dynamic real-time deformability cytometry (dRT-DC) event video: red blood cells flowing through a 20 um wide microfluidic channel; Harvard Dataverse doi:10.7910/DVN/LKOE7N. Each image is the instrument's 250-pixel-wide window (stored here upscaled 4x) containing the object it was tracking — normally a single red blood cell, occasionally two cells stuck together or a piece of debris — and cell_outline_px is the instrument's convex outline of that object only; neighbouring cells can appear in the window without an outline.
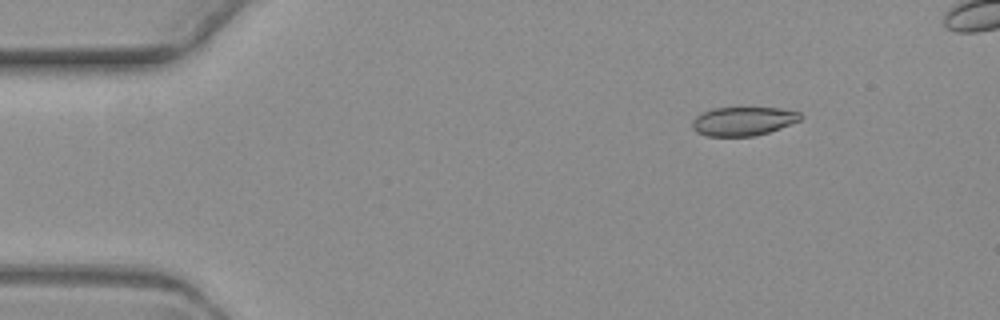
{"species": "common noctule bat (a hibernating species)", "species_latin": "Nyctalus noctula", "temperature_condition": "warm", "stored_images_in_passage": 5, "camera_frame_rate_fps": 3000, "um_per_image_px": 0.085, "animal": {"sex": "female", "body_mass_g": 19.3, "forearm_length_mm": 54.1}, "frame": {"image": 1, "passage_image": 2, "time_ms": 1.333, "image_size_px": [1000, 320], "cell_outline_px": [[804, 116], [800, 120], [780, 128], [768, 132], [752, 136], [708, 136], [696, 132], [692, 128], [692, 120], [696, 116], [712, 108], [780, 108], [800, 112]], "centroid_in_image_um": [63.17, 10.3], "position_along_channel_um": 21.8, "area_um2": 18.09}}